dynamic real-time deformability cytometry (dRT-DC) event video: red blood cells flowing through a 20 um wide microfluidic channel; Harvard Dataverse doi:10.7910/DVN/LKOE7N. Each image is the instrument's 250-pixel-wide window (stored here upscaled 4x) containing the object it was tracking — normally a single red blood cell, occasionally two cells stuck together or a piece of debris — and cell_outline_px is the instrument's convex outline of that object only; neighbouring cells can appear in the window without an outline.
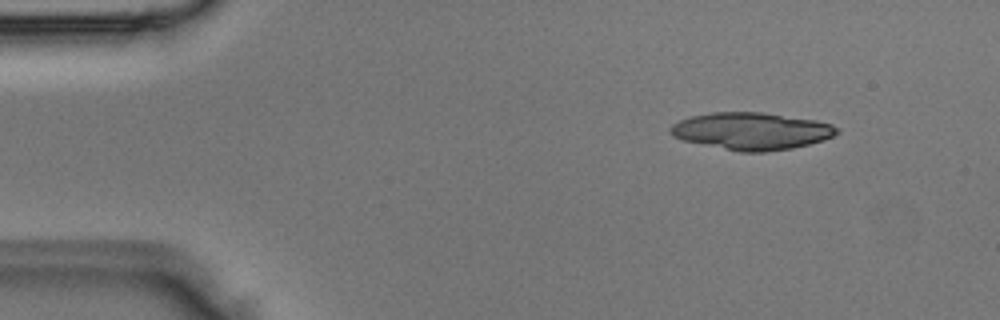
{"species": "Egyptian fruit bat (a non-hibernating species)", "species_latin": "Rousettus aegyptiacus", "temperature_condition": "room temperature", "stored_images_in_passage": 4, "camera_frame_rate_fps": 3000, "um_per_image_px": 0.085, "animal": {"sex": "male"}, "frame": {"image": 1, "passage_image": 2, "time_ms": 0.333, "image_size_px": [1000, 320], "cell_outline_px": [[840, 132], [824, 140], [792, 148], [764, 152], [740, 152], [684, 140], [672, 136], [668, 132], [668, 128], [672, 124], [680, 120], [692, 116], [712, 112], [760, 112], [816, 120], [832, 124], [840, 128]], "centroid_in_image_um": [63.88, 11.14], "position_along_channel_um": 21.1, "area_um2": 36.07}}